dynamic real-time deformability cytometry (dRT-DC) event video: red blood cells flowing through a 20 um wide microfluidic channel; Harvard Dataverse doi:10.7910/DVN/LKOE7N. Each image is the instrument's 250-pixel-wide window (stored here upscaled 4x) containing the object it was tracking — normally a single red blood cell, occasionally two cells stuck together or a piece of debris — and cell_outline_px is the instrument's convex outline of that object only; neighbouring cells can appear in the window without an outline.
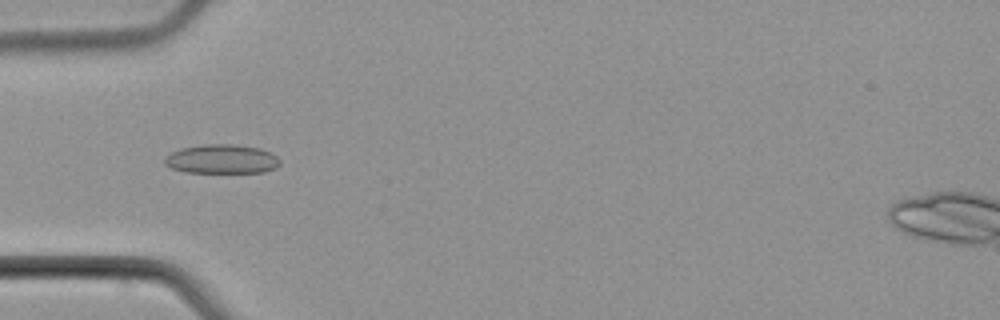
{"species": "common noctule bat (a hibernating species)", "species_latin": "Nyctalus noctula", "temperature_condition": "cold", "stored_images_in_passage": 6, "camera_frame_rate_fps": 3000, "um_per_image_px": 0.085, "animal": {"sex": "male", "body_mass_g": 21.5, "forearm_length_mm": 52.0}, "frame": {"image": 1, "passage_image": 4, "time_ms": 4.667, "image_size_px": [1000, 320], "cell_outline_px": [[280, 164], [276, 168], [264, 172], [184, 172], [172, 168], [164, 164], [164, 160], [172, 152], [180, 148], [204, 144], [236, 144], [260, 148], [276, 156], [280, 160]], "centroid_in_image_um": [18.86, 13.52], "position_along_channel_um": 66.1, "area_um2": 19.54}}
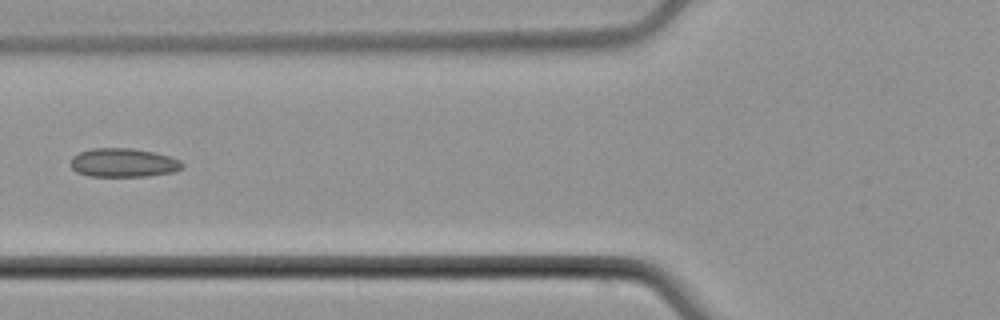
{"frame": {"image": 2, "passage_image": 5, "time_ms": 6.0, "image_size_px": [1000, 320], "cell_outline_px": [[184, 168], [172, 172], [148, 176], [88, 176], [76, 172], [72, 168], [72, 156], [80, 152], [92, 148], [132, 148], [156, 152], [180, 160], [184, 164]], "centroid_in_image_um": [10.51, 13.83], "position_along_channel_um": 115.3, "area_um2": 18.79}}
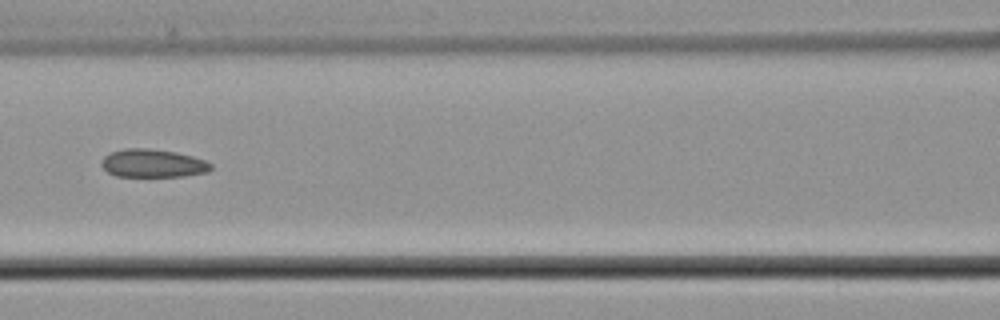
{"frame": {"image": 3, "passage_image": 6, "time_ms": 7.0, "image_size_px": [1000, 320], "cell_outline_px": [[212, 168], [208, 172], [184, 176], [116, 176], [108, 172], [100, 164], [104, 156], [112, 152], [124, 148], [148, 148], [176, 152], [192, 156], [204, 160], [212, 164]], "centroid_in_image_um": [12.99, 13.88], "position_along_channel_um": 153.6, "area_um2": 17.92}}